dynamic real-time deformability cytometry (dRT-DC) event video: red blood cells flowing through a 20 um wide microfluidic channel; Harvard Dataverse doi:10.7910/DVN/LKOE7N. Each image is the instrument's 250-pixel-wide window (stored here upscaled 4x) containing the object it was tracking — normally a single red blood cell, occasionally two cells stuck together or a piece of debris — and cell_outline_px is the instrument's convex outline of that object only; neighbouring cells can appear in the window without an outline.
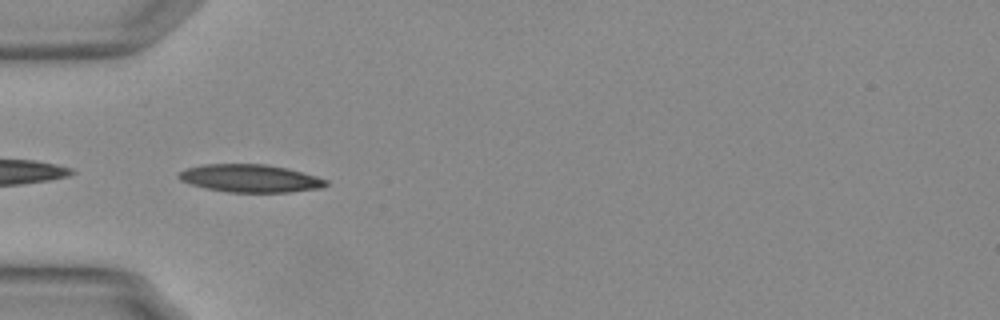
{"species": "Egyptian fruit bat (a non-hibernating species)", "species_latin": "Rousettus aegyptiacus", "temperature_condition": "warm", "stored_images_in_passage": 21, "camera_frame_rate_fps": 3000, "um_per_image_px": 0.085, "animal": {"sex": "female"}, "frame": {"image": 1, "passage_image": 1, "time_ms": 0.0, "image_size_px": [1000, 320], "cell_outline_px": [[328, 184], [320, 188], [288, 192], [228, 192], [208, 188], [192, 184], [180, 180], [176, 176], [180, 172], [188, 168], [204, 164], [264, 164], [284, 168], [316, 176], [328, 180]], "centroid_in_image_um": [21.26, 15.16], "position_along_channel_um": 63.7, "area_um2": 23.47}}
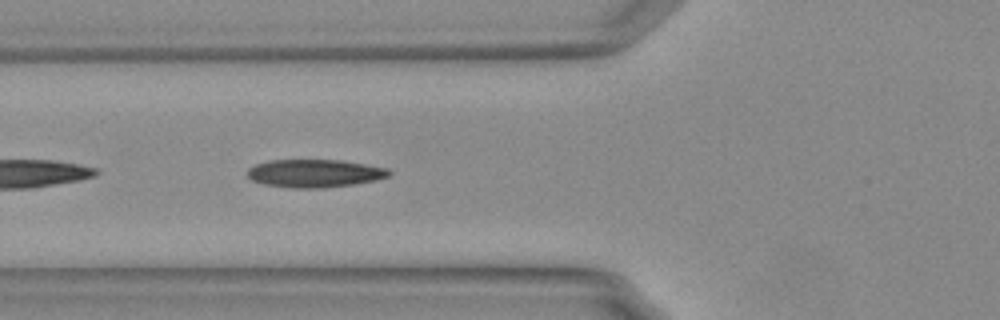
{"frame": {"image": 2, "passage_image": 4, "time_ms": 1.0, "image_size_px": [1000, 320], "cell_outline_px": [[392, 172], [388, 176], [376, 180], [352, 184], [324, 188], [292, 188], [264, 184], [252, 180], [248, 176], [248, 168], [256, 164], [272, 160], [340, 160], [388, 168]], "centroid_in_image_um": [26.75, 14.73], "position_along_channel_um": 99.1, "area_um2": 22.95}}
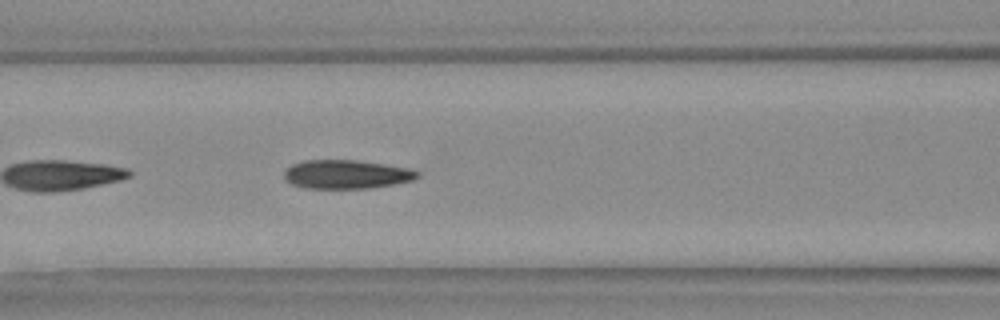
{"frame": {"image": 3, "passage_image": 7, "time_ms": 2.0, "image_size_px": [1000, 320], "cell_outline_px": [[420, 176], [412, 180], [392, 184], [368, 188], [304, 188], [292, 184], [284, 180], [284, 172], [292, 164], [304, 160], [356, 160], [408, 168], [420, 172]], "centroid_in_image_um": [29.41, 14.81], "position_along_channel_um": 137.2, "area_um2": 22.2}}